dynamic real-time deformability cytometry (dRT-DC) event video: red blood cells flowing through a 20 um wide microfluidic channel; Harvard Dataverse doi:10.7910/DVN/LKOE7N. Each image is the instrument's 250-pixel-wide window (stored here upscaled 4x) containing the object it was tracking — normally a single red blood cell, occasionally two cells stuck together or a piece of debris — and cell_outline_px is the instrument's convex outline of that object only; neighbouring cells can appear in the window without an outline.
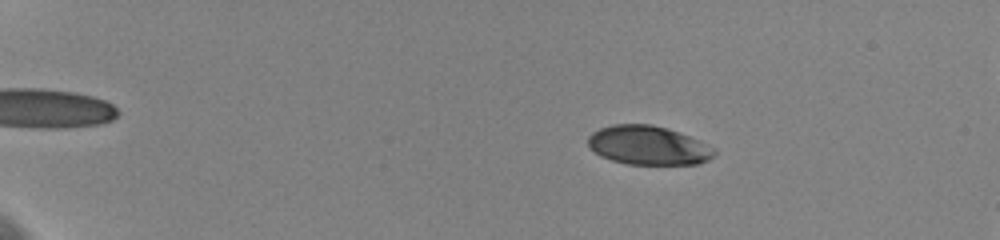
{"species": "human", "species_latin": "Homo sapiens", "temperature_condition": "cold", "stored_images_in_passage": 9, "camera_frame_rate_fps": 3000, "um_per_image_px": 0.085, "donor": {"sex": "female"}, "frame": {"image": 1, "passage_image": 4, "time_ms": 3.333, "image_size_px": [1000, 240], "cell_outline_px": [[716, 156], [708, 160], [696, 164], [628, 164], [612, 160], [600, 156], [588, 148], [588, 136], [592, 132], [600, 128], [616, 124], [652, 124], [668, 128], [680, 132], [708, 144], [716, 152]], "centroid_in_image_um": [55.09, 12.35], "position_along_channel_um": 29.9, "area_um2": 28.84}}
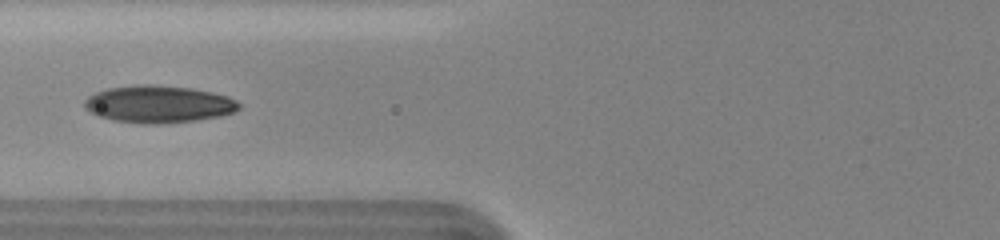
{"frame": {"image": 2, "passage_image": 9, "time_ms": 8.667, "image_size_px": [1000, 240], "cell_outline_px": [[240, 108], [236, 112], [220, 116], [196, 120], [156, 124], [140, 124], [112, 120], [96, 116], [84, 108], [84, 100], [88, 96], [96, 92], [108, 88], [136, 84], [152, 84], [192, 88], [212, 92], [228, 96], [236, 100], [240, 104]], "centroid_in_image_um": [13.46, 8.85], "position_along_channel_um": 112.3, "area_um2": 33.93}}